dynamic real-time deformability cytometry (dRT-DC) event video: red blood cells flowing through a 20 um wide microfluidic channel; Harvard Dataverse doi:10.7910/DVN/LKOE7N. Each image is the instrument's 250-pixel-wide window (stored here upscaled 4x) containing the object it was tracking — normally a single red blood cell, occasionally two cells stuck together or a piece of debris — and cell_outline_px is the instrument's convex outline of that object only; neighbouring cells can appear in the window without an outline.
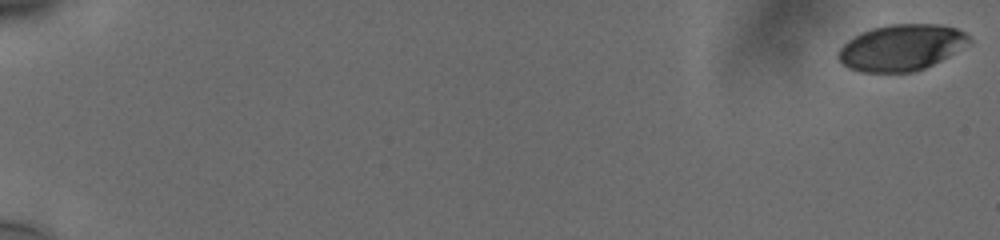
{"species": "human", "species_latin": "Homo sapiens", "temperature_condition": "cold", "stored_images_in_passage": 56, "camera_frame_rate_fps": 3000, "um_per_image_px": 0.085, "donor": {"sex": "male"}, "frame": {"image": 1, "passage_image": 1, "time_ms": 0.0, "image_size_px": [1000, 240], "cell_outline_px": [[972, 44], [924, 68], [912, 72], [864, 72], [848, 68], [840, 60], [840, 48], [848, 40], [860, 32], [872, 28], [888, 24], [940, 24], [956, 28], [964, 32], [972, 40]], "centroid_in_image_um": [76.66, 4.02], "position_along_channel_um": 8.3, "area_um2": 35.14}}
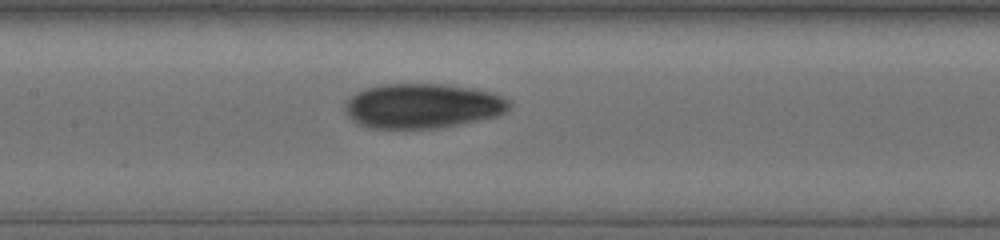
{"frame": {"image": 2, "passage_image": 31, "time_ms": 10.0, "image_size_px": [1000, 240], "cell_outline_px": [[512, 104], [504, 112], [496, 116], [436, 128], [368, 128], [356, 124], [344, 112], [344, 104], [356, 92], [364, 88], [380, 84], [444, 84], [476, 88], [492, 92], [512, 100]], "centroid_in_image_um": [35.89, 8.99], "position_along_channel_um": 171.5, "area_um2": 43.12}}
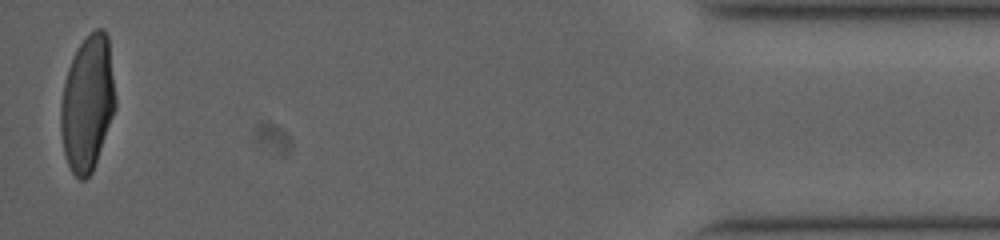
{"frame": {"image": 3, "passage_image": 56, "time_ms": 18.333, "image_size_px": [1000, 240], "cell_outline_px": [[116, 108], [92, 172], [84, 180], [80, 180], [72, 172], [68, 164], [64, 152], [60, 132], [60, 104], [64, 84], [68, 68], [80, 44], [96, 28], [104, 28], [108, 36], [116, 100]], "centroid_in_image_um": [7.44, 8.79], "position_along_channel_um": 427.8, "area_um2": 42.95}, "authors_computed_cell_mechanics": {"area_um2": 40.3733, "velocity_mm_per_s": 3.767, "shape_relaxation_time_tau1_ms": 11.35, "shape_relaxation_time_tau2_ms": 2.4877, "deformation_change_tau1": 0.2598, "deformation_change_tau2": 0.0727}}